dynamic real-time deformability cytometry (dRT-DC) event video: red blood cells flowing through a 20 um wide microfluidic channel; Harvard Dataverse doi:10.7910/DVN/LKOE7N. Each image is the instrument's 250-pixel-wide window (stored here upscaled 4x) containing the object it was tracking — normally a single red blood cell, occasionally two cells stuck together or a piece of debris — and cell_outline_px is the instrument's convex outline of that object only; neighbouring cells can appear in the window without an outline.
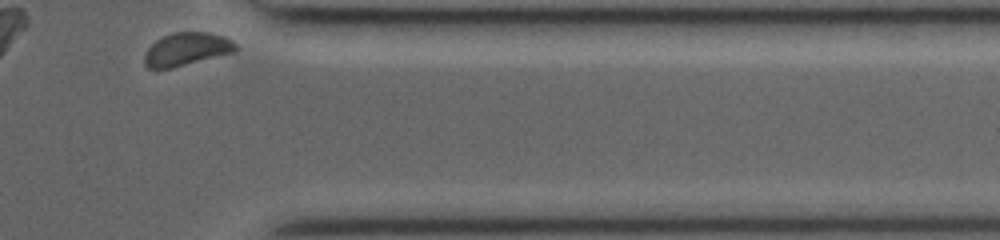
{"species": "common noctule bat (a hibernating species)", "species_latin": "Nyctalus noctula", "temperature_condition": "room temperature", "stored_images_in_passage": 15, "segment_of_instrument_passage": [2, 2], "camera_frame_rate_fps": 3000, "um_per_image_px": 0.085, "animal": {"sex": "female", "body_mass_g": 19.0, "forearm_length_mm": 53.3}, "frame": {"image": 1, "passage_image": 15, "time_ms": 9.667, "image_size_px": [1000, 240], "cell_outline_px": [[236, 52], [168, 68], [148, 68], [144, 64], [144, 56], [148, 48], [156, 40], [172, 32], [208, 32], [232, 40], [236, 44]], "centroid_in_image_um": [15.85, 4.17], "position_along_channel_um": 395.5, "area_um2": 17.22}}